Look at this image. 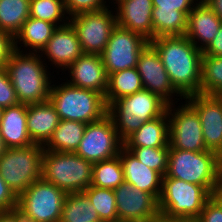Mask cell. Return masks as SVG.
<instances>
[{
  "mask_svg": "<svg viewBox=\"0 0 222 222\" xmlns=\"http://www.w3.org/2000/svg\"><path fill=\"white\" fill-rule=\"evenodd\" d=\"M150 43L158 51L173 87L184 98L201 94L203 52L186 36H161Z\"/></svg>",
  "mask_w": 222,
  "mask_h": 222,
  "instance_id": "1",
  "label": "cell"
},
{
  "mask_svg": "<svg viewBox=\"0 0 222 222\" xmlns=\"http://www.w3.org/2000/svg\"><path fill=\"white\" fill-rule=\"evenodd\" d=\"M47 67L39 53L25 52V49L12 53L5 69L19 103L28 105L49 100L53 81Z\"/></svg>",
  "mask_w": 222,
  "mask_h": 222,
  "instance_id": "2",
  "label": "cell"
},
{
  "mask_svg": "<svg viewBox=\"0 0 222 222\" xmlns=\"http://www.w3.org/2000/svg\"><path fill=\"white\" fill-rule=\"evenodd\" d=\"M49 101L54 106L60 120L91 123L108 114L105 96L97 91L75 87L62 82L52 84Z\"/></svg>",
  "mask_w": 222,
  "mask_h": 222,
  "instance_id": "3",
  "label": "cell"
},
{
  "mask_svg": "<svg viewBox=\"0 0 222 222\" xmlns=\"http://www.w3.org/2000/svg\"><path fill=\"white\" fill-rule=\"evenodd\" d=\"M219 171L220 157L212 151L193 152L169 147L167 177L200 185L216 195Z\"/></svg>",
  "mask_w": 222,
  "mask_h": 222,
  "instance_id": "4",
  "label": "cell"
},
{
  "mask_svg": "<svg viewBox=\"0 0 222 222\" xmlns=\"http://www.w3.org/2000/svg\"><path fill=\"white\" fill-rule=\"evenodd\" d=\"M168 104L148 90H141L122 97L108 106V114L114 121L119 138L124 142L144 122L162 116Z\"/></svg>",
  "mask_w": 222,
  "mask_h": 222,
  "instance_id": "5",
  "label": "cell"
},
{
  "mask_svg": "<svg viewBox=\"0 0 222 222\" xmlns=\"http://www.w3.org/2000/svg\"><path fill=\"white\" fill-rule=\"evenodd\" d=\"M93 163L75 152L44 150L41 178L67 194L84 191L92 182Z\"/></svg>",
  "mask_w": 222,
  "mask_h": 222,
  "instance_id": "6",
  "label": "cell"
},
{
  "mask_svg": "<svg viewBox=\"0 0 222 222\" xmlns=\"http://www.w3.org/2000/svg\"><path fill=\"white\" fill-rule=\"evenodd\" d=\"M212 196L200 185L165 175L162 177L161 194L158 199L159 212L169 217L198 219L206 202Z\"/></svg>",
  "mask_w": 222,
  "mask_h": 222,
  "instance_id": "7",
  "label": "cell"
},
{
  "mask_svg": "<svg viewBox=\"0 0 222 222\" xmlns=\"http://www.w3.org/2000/svg\"><path fill=\"white\" fill-rule=\"evenodd\" d=\"M43 153V145L33 144L7 148L0 157V176L17 197L41 178Z\"/></svg>",
  "mask_w": 222,
  "mask_h": 222,
  "instance_id": "8",
  "label": "cell"
},
{
  "mask_svg": "<svg viewBox=\"0 0 222 222\" xmlns=\"http://www.w3.org/2000/svg\"><path fill=\"white\" fill-rule=\"evenodd\" d=\"M66 195L40 178L18 196L16 210L26 222H60Z\"/></svg>",
  "mask_w": 222,
  "mask_h": 222,
  "instance_id": "9",
  "label": "cell"
},
{
  "mask_svg": "<svg viewBox=\"0 0 222 222\" xmlns=\"http://www.w3.org/2000/svg\"><path fill=\"white\" fill-rule=\"evenodd\" d=\"M109 8L110 6L69 18V23L77 33L84 54L103 53L112 30L117 26L115 10Z\"/></svg>",
  "mask_w": 222,
  "mask_h": 222,
  "instance_id": "10",
  "label": "cell"
},
{
  "mask_svg": "<svg viewBox=\"0 0 222 222\" xmlns=\"http://www.w3.org/2000/svg\"><path fill=\"white\" fill-rule=\"evenodd\" d=\"M123 146L124 142L119 138L114 121L107 114L86 125L75 153L91 163H97L119 155Z\"/></svg>",
  "mask_w": 222,
  "mask_h": 222,
  "instance_id": "11",
  "label": "cell"
},
{
  "mask_svg": "<svg viewBox=\"0 0 222 222\" xmlns=\"http://www.w3.org/2000/svg\"><path fill=\"white\" fill-rule=\"evenodd\" d=\"M179 104L182 105L177 108L175 103L167 107L169 147L193 152L206 151L199 115L186 100Z\"/></svg>",
  "mask_w": 222,
  "mask_h": 222,
  "instance_id": "12",
  "label": "cell"
},
{
  "mask_svg": "<svg viewBox=\"0 0 222 222\" xmlns=\"http://www.w3.org/2000/svg\"><path fill=\"white\" fill-rule=\"evenodd\" d=\"M148 43L140 34L117 25L101 54L107 74L137 67L139 55Z\"/></svg>",
  "mask_w": 222,
  "mask_h": 222,
  "instance_id": "13",
  "label": "cell"
},
{
  "mask_svg": "<svg viewBox=\"0 0 222 222\" xmlns=\"http://www.w3.org/2000/svg\"><path fill=\"white\" fill-rule=\"evenodd\" d=\"M137 70L141 77L144 90L159 96L168 105L176 103V97H184L173 87L169 75L165 70L162 60L155 47L149 42L141 51ZM174 99H173V97ZM174 101V102H173Z\"/></svg>",
  "mask_w": 222,
  "mask_h": 222,
  "instance_id": "14",
  "label": "cell"
},
{
  "mask_svg": "<svg viewBox=\"0 0 222 222\" xmlns=\"http://www.w3.org/2000/svg\"><path fill=\"white\" fill-rule=\"evenodd\" d=\"M118 222H152L159 214L158 199L124 182L113 190Z\"/></svg>",
  "mask_w": 222,
  "mask_h": 222,
  "instance_id": "15",
  "label": "cell"
},
{
  "mask_svg": "<svg viewBox=\"0 0 222 222\" xmlns=\"http://www.w3.org/2000/svg\"><path fill=\"white\" fill-rule=\"evenodd\" d=\"M185 99L199 115L207 150L222 156V96L193 94Z\"/></svg>",
  "mask_w": 222,
  "mask_h": 222,
  "instance_id": "16",
  "label": "cell"
},
{
  "mask_svg": "<svg viewBox=\"0 0 222 222\" xmlns=\"http://www.w3.org/2000/svg\"><path fill=\"white\" fill-rule=\"evenodd\" d=\"M39 54L43 61L48 59V63L52 62L50 66L54 65L55 68L66 71L83 54V51L75 29L68 23L54 31L52 37Z\"/></svg>",
  "mask_w": 222,
  "mask_h": 222,
  "instance_id": "17",
  "label": "cell"
},
{
  "mask_svg": "<svg viewBox=\"0 0 222 222\" xmlns=\"http://www.w3.org/2000/svg\"><path fill=\"white\" fill-rule=\"evenodd\" d=\"M66 70L70 79L67 83L75 87L97 91L105 96L108 74L101 55L82 54Z\"/></svg>",
  "mask_w": 222,
  "mask_h": 222,
  "instance_id": "18",
  "label": "cell"
},
{
  "mask_svg": "<svg viewBox=\"0 0 222 222\" xmlns=\"http://www.w3.org/2000/svg\"><path fill=\"white\" fill-rule=\"evenodd\" d=\"M115 6L119 27L138 33L149 42L153 39L152 0H122Z\"/></svg>",
  "mask_w": 222,
  "mask_h": 222,
  "instance_id": "19",
  "label": "cell"
},
{
  "mask_svg": "<svg viewBox=\"0 0 222 222\" xmlns=\"http://www.w3.org/2000/svg\"><path fill=\"white\" fill-rule=\"evenodd\" d=\"M221 26L222 21L206 2L198 1L187 15L186 37L203 51L212 42Z\"/></svg>",
  "mask_w": 222,
  "mask_h": 222,
  "instance_id": "20",
  "label": "cell"
},
{
  "mask_svg": "<svg viewBox=\"0 0 222 222\" xmlns=\"http://www.w3.org/2000/svg\"><path fill=\"white\" fill-rule=\"evenodd\" d=\"M125 182L135 188L154 195L159 199L161 194L162 176L155 170L140 162L124 146L119 152Z\"/></svg>",
  "mask_w": 222,
  "mask_h": 222,
  "instance_id": "21",
  "label": "cell"
},
{
  "mask_svg": "<svg viewBox=\"0 0 222 222\" xmlns=\"http://www.w3.org/2000/svg\"><path fill=\"white\" fill-rule=\"evenodd\" d=\"M50 101L27 105V130L33 144L45 145L60 122Z\"/></svg>",
  "mask_w": 222,
  "mask_h": 222,
  "instance_id": "22",
  "label": "cell"
},
{
  "mask_svg": "<svg viewBox=\"0 0 222 222\" xmlns=\"http://www.w3.org/2000/svg\"><path fill=\"white\" fill-rule=\"evenodd\" d=\"M27 104H17L3 110L0 133L7 148L33 145L27 130Z\"/></svg>",
  "mask_w": 222,
  "mask_h": 222,
  "instance_id": "23",
  "label": "cell"
},
{
  "mask_svg": "<svg viewBox=\"0 0 222 222\" xmlns=\"http://www.w3.org/2000/svg\"><path fill=\"white\" fill-rule=\"evenodd\" d=\"M125 148L169 147V117L167 111L160 117L144 122L124 141Z\"/></svg>",
  "mask_w": 222,
  "mask_h": 222,
  "instance_id": "24",
  "label": "cell"
},
{
  "mask_svg": "<svg viewBox=\"0 0 222 222\" xmlns=\"http://www.w3.org/2000/svg\"><path fill=\"white\" fill-rule=\"evenodd\" d=\"M57 28L55 24L50 22L29 17L14 36V48L17 51L23 52L21 47L24 45L23 47L27 48L28 52L39 53Z\"/></svg>",
  "mask_w": 222,
  "mask_h": 222,
  "instance_id": "25",
  "label": "cell"
},
{
  "mask_svg": "<svg viewBox=\"0 0 222 222\" xmlns=\"http://www.w3.org/2000/svg\"><path fill=\"white\" fill-rule=\"evenodd\" d=\"M86 123L80 121L61 120L53 131L44 150L57 152H75L83 137Z\"/></svg>",
  "mask_w": 222,
  "mask_h": 222,
  "instance_id": "26",
  "label": "cell"
},
{
  "mask_svg": "<svg viewBox=\"0 0 222 222\" xmlns=\"http://www.w3.org/2000/svg\"><path fill=\"white\" fill-rule=\"evenodd\" d=\"M141 90H143V85L136 67L114 72L108 75L106 104L109 106L112 102Z\"/></svg>",
  "mask_w": 222,
  "mask_h": 222,
  "instance_id": "27",
  "label": "cell"
},
{
  "mask_svg": "<svg viewBox=\"0 0 222 222\" xmlns=\"http://www.w3.org/2000/svg\"><path fill=\"white\" fill-rule=\"evenodd\" d=\"M60 222H102L84 191L66 195Z\"/></svg>",
  "mask_w": 222,
  "mask_h": 222,
  "instance_id": "28",
  "label": "cell"
},
{
  "mask_svg": "<svg viewBox=\"0 0 222 222\" xmlns=\"http://www.w3.org/2000/svg\"><path fill=\"white\" fill-rule=\"evenodd\" d=\"M30 17V0H0V30L13 37Z\"/></svg>",
  "mask_w": 222,
  "mask_h": 222,
  "instance_id": "29",
  "label": "cell"
},
{
  "mask_svg": "<svg viewBox=\"0 0 222 222\" xmlns=\"http://www.w3.org/2000/svg\"><path fill=\"white\" fill-rule=\"evenodd\" d=\"M153 39L161 36H186L187 16L177 10H153Z\"/></svg>",
  "mask_w": 222,
  "mask_h": 222,
  "instance_id": "30",
  "label": "cell"
},
{
  "mask_svg": "<svg viewBox=\"0 0 222 222\" xmlns=\"http://www.w3.org/2000/svg\"><path fill=\"white\" fill-rule=\"evenodd\" d=\"M124 182L123 168L119 155L93 163L92 186L114 190Z\"/></svg>",
  "mask_w": 222,
  "mask_h": 222,
  "instance_id": "31",
  "label": "cell"
},
{
  "mask_svg": "<svg viewBox=\"0 0 222 222\" xmlns=\"http://www.w3.org/2000/svg\"><path fill=\"white\" fill-rule=\"evenodd\" d=\"M201 94L222 96V57L202 56Z\"/></svg>",
  "mask_w": 222,
  "mask_h": 222,
  "instance_id": "32",
  "label": "cell"
},
{
  "mask_svg": "<svg viewBox=\"0 0 222 222\" xmlns=\"http://www.w3.org/2000/svg\"><path fill=\"white\" fill-rule=\"evenodd\" d=\"M103 222H118L116 199L113 189L90 185L84 190Z\"/></svg>",
  "mask_w": 222,
  "mask_h": 222,
  "instance_id": "33",
  "label": "cell"
},
{
  "mask_svg": "<svg viewBox=\"0 0 222 222\" xmlns=\"http://www.w3.org/2000/svg\"><path fill=\"white\" fill-rule=\"evenodd\" d=\"M66 14L64 0H30L31 18L44 20L60 27L69 23V17Z\"/></svg>",
  "mask_w": 222,
  "mask_h": 222,
  "instance_id": "34",
  "label": "cell"
},
{
  "mask_svg": "<svg viewBox=\"0 0 222 222\" xmlns=\"http://www.w3.org/2000/svg\"><path fill=\"white\" fill-rule=\"evenodd\" d=\"M127 149L144 165L157 171L162 177L166 175L169 147H135Z\"/></svg>",
  "mask_w": 222,
  "mask_h": 222,
  "instance_id": "35",
  "label": "cell"
},
{
  "mask_svg": "<svg viewBox=\"0 0 222 222\" xmlns=\"http://www.w3.org/2000/svg\"><path fill=\"white\" fill-rule=\"evenodd\" d=\"M64 4L69 18L85 12L99 11L109 6L106 0H64Z\"/></svg>",
  "mask_w": 222,
  "mask_h": 222,
  "instance_id": "36",
  "label": "cell"
},
{
  "mask_svg": "<svg viewBox=\"0 0 222 222\" xmlns=\"http://www.w3.org/2000/svg\"><path fill=\"white\" fill-rule=\"evenodd\" d=\"M19 104L15 89L5 67L0 68V107L5 109Z\"/></svg>",
  "mask_w": 222,
  "mask_h": 222,
  "instance_id": "37",
  "label": "cell"
},
{
  "mask_svg": "<svg viewBox=\"0 0 222 222\" xmlns=\"http://www.w3.org/2000/svg\"><path fill=\"white\" fill-rule=\"evenodd\" d=\"M199 222H222V196L213 195L203 207Z\"/></svg>",
  "mask_w": 222,
  "mask_h": 222,
  "instance_id": "38",
  "label": "cell"
},
{
  "mask_svg": "<svg viewBox=\"0 0 222 222\" xmlns=\"http://www.w3.org/2000/svg\"><path fill=\"white\" fill-rule=\"evenodd\" d=\"M153 10H177L186 16L193 9L197 0H152Z\"/></svg>",
  "mask_w": 222,
  "mask_h": 222,
  "instance_id": "39",
  "label": "cell"
},
{
  "mask_svg": "<svg viewBox=\"0 0 222 222\" xmlns=\"http://www.w3.org/2000/svg\"><path fill=\"white\" fill-rule=\"evenodd\" d=\"M18 197L0 176V212L16 210Z\"/></svg>",
  "mask_w": 222,
  "mask_h": 222,
  "instance_id": "40",
  "label": "cell"
},
{
  "mask_svg": "<svg viewBox=\"0 0 222 222\" xmlns=\"http://www.w3.org/2000/svg\"><path fill=\"white\" fill-rule=\"evenodd\" d=\"M14 51V37L9 33L0 30V68L6 66L9 57Z\"/></svg>",
  "mask_w": 222,
  "mask_h": 222,
  "instance_id": "41",
  "label": "cell"
},
{
  "mask_svg": "<svg viewBox=\"0 0 222 222\" xmlns=\"http://www.w3.org/2000/svg\"><path fill=\"white\" fill-rule=\"evenodd\" d=\"M203 55L222 57V26L212 42L202 51Z\"/></svg>",
  "mask_w": 222,
  "mask_h": 222,
  "instance_id": "42",
  "label": "cell"
},
{
  "mask_svg": "<svg viewBox=\"0 0 222 222\" xmlns=\"http://www.w3.org/2000/svg\"><path fill=\"white\" fill-rule=\"evenodd\" d=\"M0 222H26L17 210L0 212Z\"/></svg>",
  "mask_w": 222,
  "mask_h": 222,
  "instance_id": "43",
  "label": "cell"
},
{
  "mask_svg": "<svg viewBox=\"0 0 222 222\" xmlns=\"http://www.w3.org/2000/svg\"><path fill=\"white\" fill-rule=\"evenodd\" d=\"M152 222H199V221L198 219H193V218L169 217L160 213Z\"/></svg>",
  "mask_w": 222,
  "mask_h": 222,
  "instance_id": "44",
  "label": "cell"
},
{
  "mask_svg": "<svg viewBox=\"0 0 222 222\" xmlns=\"http://www.w3.org/2000/svg\"><path fill=\"white\" fill-rule=\"evenodd\" d=\"M204 1L214 11L217 17L222 21V0H204Z\"/></svg>",
  "mask_w": 222,
  "mask_h": 222,
  "instance_id": "45",
  "label": "cell"
},
{
  "mask_svg": "<svg viewBox=\"0 0 222 222\" xmlns=\"http://www.w3.org/2000/svg\"><path fill=\"white\" fill-rule=\"evenodd\" d=\"M217 194L222 196V156H220L219 189Z\"/></svg>",
  "mask_w": 222,
  "mask_h": 222,
  "instance_id": "46",
  "label": "cell"
},
{
  "mask_svg": "<svg viewBox=\"0 0 222 222\" xmlns=\"http://www.w3.org/2000/svg\"><path fill=\"white\" fill-rule=\"evenodd\" d=\"M6 149H7V147L3 141L2 135L0 133V157L5 153Z\"/></svg>",
  "mask_w": 222,
  "mask_h": 222,
  "instance_id": "47",
  "label": "cell"
},
{
  "mask_svg": "<svg viewBox=\"0 0 222 222\" xmlns=\"http://www.w3.org/2000/svg\"><path fill=\"white\" fill-rule=\"evenodd\" d=\"M3 110H4V109L0 107V121H1V119H2Z\"/></svg>",
  "mask_w": 222,
  "mask_h": 222,
  "instance_id": "48",
  "label": "cell"
},
{
  "mask_svg": "<svg viewBox=\"0 0 222 222\" xmlns=\"http://www.w3.org/2000/svg\"><path fill=\"white\" fill-rule=\"evenodd\" d=\"M111 1V0H110ZM115 1V2H114ZM119 1H122V0H112V2L111 3H113L114 2V7H115V3L117 4Z\"/></svg>",
  "mask_w": 222,
  "mask_h": 222,
  "instance_id": "49",
  "label": "cell"
}]
</instances>
